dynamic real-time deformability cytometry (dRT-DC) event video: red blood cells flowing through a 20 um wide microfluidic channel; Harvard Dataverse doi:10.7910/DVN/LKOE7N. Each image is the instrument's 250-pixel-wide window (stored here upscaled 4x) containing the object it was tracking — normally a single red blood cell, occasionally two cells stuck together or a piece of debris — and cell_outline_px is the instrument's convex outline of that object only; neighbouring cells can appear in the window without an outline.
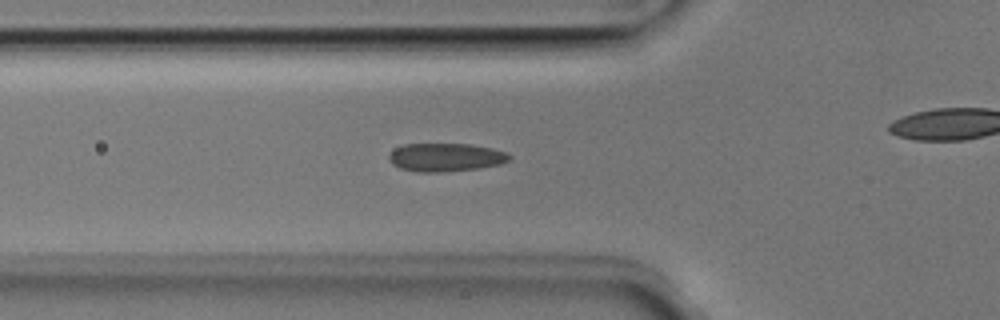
{"species": "Egyptian fruit bat (a non-hibernating species)", "species_latin": "Rousettus aegyptiacus", "temperature_condition": "room temperature", "stored_images_in_passage": 36, "camera_frame_rate_fps": 3000, "um_per_image_px": 0.085, "animal": {"sex": "male"}, "frame": {"image": 1, "passage_image": 12, "time_ms": 3.667, "image_size_px": [1000, 320], "cell_outline_px": [[512, 156], [508, 160], [500, 164], [480, 168], [440, 172], [416, 172], [400, 168], [392, 164], [388, 160], [388, 156], [396, 148], [404, 144], [468, 144], [492, 148], [508, 152]], "centroid_in_image_um": [37.88, 13.37], "position_along_channel_um": 87.9, "area_um2": 19.88}}
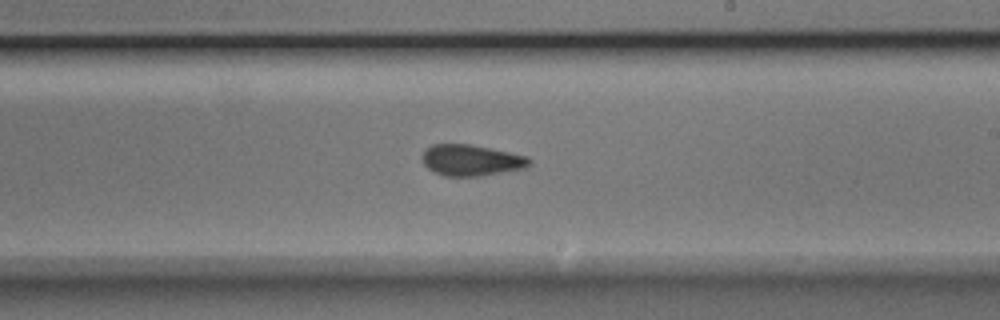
{"frame": {"image": 2, "passage_image": 24, "time_ms": 7.667, "image_size_px": [1000, 320], "cell_outline_px": [[532, 164], [528, 168], [476, 176], [444, 176], [428, 168], [424, 164], [420, 156], [424, 148], [432, 144], [472, 144], [528, 156], [532, 160]], "centroid_in_image_um": [40.06, 13.6], "position_along_channel_um": 248.9, "area_um2": 19.71}}
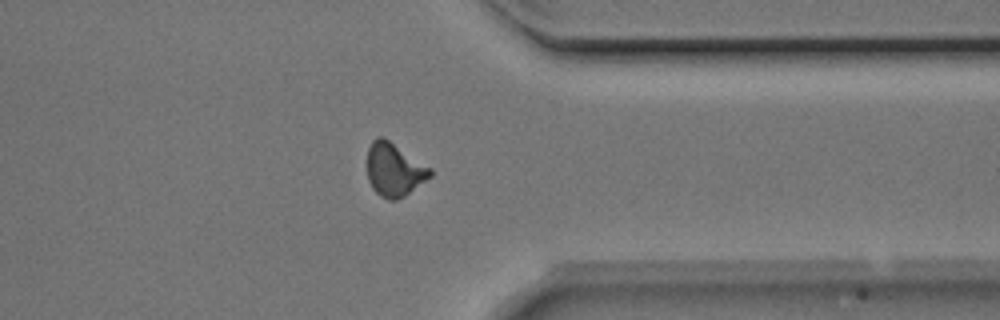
{"frame": {"image": 3, "passage_image": 34, "time_ms": 11.0, "image_size_px": [1000, 320], "cell_outline_px": [[432, 176], [404, 196], [396, 200], [388, 200], [380, 196], [372, 188], [368, 180], [368, 148], [372, 140], [376, 136], [384, 136], [432, 168]], "centroid_in_image_um": [33.51, 14.4], "position_along_channel_um": 377.9, "area_um2": 19.77}}